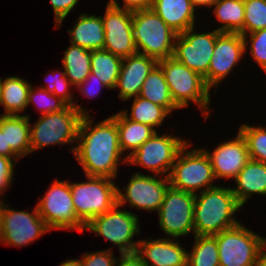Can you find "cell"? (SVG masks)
I'll use <instances>...</instances> for the list:
<instances>
[{
  "mask_svg": "<svg viewBox=\"0 0 266 266\" xmlns=\"http://www.w3.org/2000/svg\"><path fill=\"white\" fill-rule=\"evenodd\" d=\"M59 266H82L80 259H68Z\"/></svg>",
  "mask_w": 266,
  "mask_h": 266,
  "instance_id": "c3c4849f",
  "label": "cell"
},
{
  "mask_svg": "<svg viewBox=\"0 0 266 266\" xmlns=\"http://www.w3.org/2000/svg\"><path fill=\"white\" fill-rule=\"evenodd\" d=\"M33 90L32 86L28 92V102L29 104L35 102L38 105L39 110L41 111V116L53 112H59L65 109L68 104L63 101L61 98L56 97L53 93L46 91L44 88H36Z\"/></svg>",
  "mask_w": 266,
  "mask_h": 266,
  "instance_id": "e575fe53",
  "label": "cell"
},
{
  "mask_svg": "<svg viewBox=\"0 0 266 266\" xmlns=\"http://www.w3.org/2000/svg\"><path fill=\"white\" fill-rule=\"evenodd\" d=\"M119 208L116 204L109 211L93 218L85 228L118 246L120 253L136 252L139 240L134 242L132 239L140 233L138 217Z\"/></svg>",
  "mask_w": 266,
  "mask_h": 266,
  "instance_id": "30bf717a",
  "label": "cell"
},
{
  "mask_svg": "<svg viewBox=\"0 0 266 266\" xmlns=\"http://www.w3.org/2000/svg\"><path fill=\"white\" fill-rule=\"evenodd\" d=\"M86 177L88 182H70L76 215L85 225L117 204L118 188L111 178Z\"/></svg>",
  "mask_w": 266,
  "mask_h": 266,
  "instance_id": "5b68a950",
  "label": "cell"
},
{
  "mask_svg": "<svg viewBox=\"0 0 266 266\" xmlns=\"http://www.w3.org/2000/svg\"><path fill=\"white\" fill-rule=\"evenodd\" d=\"M50 75H51V77H54V78L49 77ZM50 75H48L46 78H49L50 80L52 79L53 81L46 79V81L48 82L47 86L42 85L41 87H38V88H44L46 91L53 93L56 97L61 98L68 105L74 106L83 116L88 115V113L86 112V110L84 108L74 104V100L72 97L73 92L70 93L68 91L69 86L72 84L70 83V81L66 77L65 70L60 71V72L57 71L56 74L51 73Z\"/></svg>",
  "mask_w": 266,
  "mask_h": 266,
  "instance_id": "d590c367",
  "label": "cell"
},
{
  "mask_svg": "<svg viewBox=\"0 0 266 266\" xmlns=\"http://www.w3.org/2000/svg\"><path fill=\"white\" fill-rule=\"evenodd\" d=\"M191 144L187 143L178 153L168 176L170 186L189 193L196 194L215 187V179L211 161L203 149L185 151Z\"/></svg>",
  "mask_w": 266,
  "mask_h": 266,
  "instance_id": "52a82bcc",
  "label": "cell"
},
{
  "mask_svg": "<svg viewBox=\"0 0 266 266\" xmlns=\"http://www.w3.org/2000/svg\"><path fill=\"white\" fill-rule=\"evenodd\" d=\"M241 207L229 187L217 185L196 193L194 235L213 236L240 224L233 214Z\"/></svg>",
  "mask_w": 266,
  "mask_h": 266,
  "instance_id": "7a4b0ae2",
  "label": "cell"
},
{
  "mask_svg": "<svg viewBox=\"0 0 266 266\" xmlns=\"http://www.w3.org/2000/svg\"><path fill=\"white\" fill-rule=\"evenodd\" d=\"M234 181L231 189L242 207L252 194L266 195V163L250 159Z\"/></svg>",
  "mask_w": 266,
  "mask_h": 266,
  "instance_id": "7402d4cb",
  "label": "cell"
},
{
  "mask_svg": "<svg viewBox=\"0 0 266 266\" xmlns=\"http://www.w3.org/2000/svg\"><path fill=\"white\" fill-rule=\"evenodd\" d=\"M46 195L36 205L40 216L52 229L78 230L83 232L85 224L77 217L70 182L56 179L47 189Z\"/></svg>",
  "mask_w": 266,
  "mask_h": 266,
  "instance_id": "9c48e42d",
  "label": "cell"
},
{
  "mask_svg": "<svg viewBox=\"0 0 266 266\" xmlns=\"http://www.w3.org/2000/svg\"><path fill=\"white\" fill-rule=\"evenodd\" d=\"M17 164L13 158L0 156V197L4 194L7 187L12 186L14 180V166Z\"/></svg>",
  "mask_w": 266,
  "mask_h": 266,
  "instance_id": "f35d334b",
  "label": "cell"
},
{
  "mask_svg": "<svg viewBox=\"0 0 266 266\" xmlns=\"http://www.w3.org/2000/svg\"><path fill=\"white\" fill-rule=\"evenodd\" d=\"M194 238L192 252H187V266H220L216 238L210 235Z\"/></svg>",
  "mask_w": 266,
  "mask_h": 266,
  "instance_id": "1f68e13d",
  "label": "cell"
},
{
  "mask_svg": "<svg viewBox=\"0 0 266 266\" xmlns=\"http://www.w3.org/2000/svg\"><path fill=\"white\" fill-rule=\"evenodd\" d=\"M90 115L82 117L78 129L77 146L71 152L86 176L116 179L123 152L120 149L116 120L106 118L95 126Z\"/></svg>",
  "mask_w": 266,
  "mask_h": 266,
  "instance_id": "6da1fadb",
  "label": "cell"
},
{
  "mask_svg": "<svg viewBox=\"0 0 266 266\" xmlns=\"http://www.w3.org/2000/svg\"><path fill=\"white\" fill-rule=\"evenodd\" d=\"M83 115L71 105L59 112L40 116L30 126L31 153L52 144L75 143Z\"/></svg>",
  "mask_w": 266,
  "mask_h": 266,
  "instance_id": "8992f818",
  "label": "cell"
},
{
  "mask_svg": "<svg viewBox=\"0 0 266 266\" xmlns=\"http://www.w3.org/2000/svg\"><path fill=\"white\" fill-rule=\"evenodd\" d=\"M219 0H190L192 6L194 8L198 7H202V6H208V7H212L214 6Z\"/></svg>",
  "mask_w": 266,
  "mask_h": 266,
  "instance_id": "f6af8a7d",
  "label": "cell"
},
{
  "mask_svg": "<svg viewBox=\"0 0 266 266\" xmlns=\"http://www.w3.org/2000/svg\"><path fill=\"white\" fill-rule=\"evenodd\" d=\"M105 31L104 50L121 58L136 54L132 27V11L114 7L109 2L101 16Z\"/></svg>",
  "mask_w": 266,
  "mask_h": 266,
  "instance_id": "9a60e30c",
  "label": "cell"
},
{
  "mask_svg": "<svg viewBox=\"0 0 266 266\" xmlns=\"http://www.w3.org/2000/svg\"><path fill=\"white\" fill-rule=\"evenodd\" d=\"M30 87L31 84L20 77L1 78L0 105L4 106V115H21L27 107Z\"/></svg>",
  "mask_w": 266,
  "mask_h": 266,
  "instance_id": "484cf974",
  "label": "cell"
},
{
  "mask_svg": "<svg viewBox=\"0 0 266 266\" xmlns=\"http://www.w3.org/2000/svg\"><path fill=\"white\" fill-rule=\"evenodd\" d=\"M132 27L137 53L157 61L173 57L177 33L151 8L132 11Z\"/></svg>",
  "mask_w": 266,
  "mask_h": 266,
  "instance_id": "277c9868",
  "label": "cell"
},
{
  "mask_svg": "<svg viewBox=\"0 0 266 266\" xmlns=\"http://www.w3.org/2000/svg\"><path fill=\"white\" fill-rule=\"evenodd\" d=\"M189 28L175 39L173 57L178 61L204 76L209 69L215 41L221 33L217 29L208 33L193 32Z\"/></svg>",
  "mask_w": 266,
  "mask_h": 266,
  "instance_id": "4fadbf2b",
  "label": "cell"
},
{
  "mask_svg": "<svg viewBox=\"0 0 266 266\" xmlns=\"http://www.w3.org/2000/svg\"><path fill=\"white\" fill-rule=\"evenodd\" d=\"M239 132L245 138L250 159L266 163V129L245 123L240 126Z\"/></svg>",
  "mask_w": 266,
  "mask_h": 266,
  "instance_id": "d6a6232c",
  "label": "cell"
},
{
  "mask_svg": "<svg viewBox=\"0 0 266 266\" xmlns=\"http://www.w3.org/2000/svg\"><path fill=\"white\" fill-rule=\"evenodd\" d=\"M96 81V82H95ZM92 82L97 83V89H94L92 86L91 88H86V86L91 85ZM96 85V84H95ZM94 86V85H93ZM101 87H106L108 88L103 82H101L100 80L97 79L96 75H94L93 73H90L87 78L80 83L77 88H79L80 92L83 93L84 96L86 97H95L96 95H98V93L100 92V89H102Z\"/></svg>",
  "mask_w": 266,
  "mask_h": 266,
  "instance_id": "60d3db41",
  "label": "cell"
},
{
  "mask_svg": "<svg viewBox=\"0 0 266 266\" xmlns=\"http://www.w3.org/2000/svg\"><path fill=\"white\" fill-rule=\"evenodd\" d=\"M150 8L177 34L194 27L196 10L190 0H153Z\"/></svg>",
  "mask_w": 266,
  "mask_h": 266,
  "instance_id": "44dd1931",
  "label": "cell"
},
{
  "mask_svg": "<svg viewBox=\"0 0 266 266\" xmlns=\"http://www.w3.org/2000/svg\"><path fill=\"white\" fill-rule=\"evenodd\" d=\"M37 206L32 213L5 208L3 220L2 243L13 246H25L49 232Z\"/></svg>",
  "mask_w": 266,
  "mask_h": 266,
  "instance_id": "e0dca14e",
  "label": "cell"
},
{
  "mask_svg": "<svg viewBox=\"0 0 266 266\" xmlns=\"http://www.w3.org/2000/svg\"><path fill=\"white\" fill-rule=\"evenodd\" d=\"M113 117L116 120L121 151H131L126 155V158L123 157L122 162L127 163V158L145 141L150 139L156 130L147 124L128 119L121 111L113 115Z\"/></svg>",
  "mask_w": 266,
  "mask_h": 266,
  "instance_id": "d4e9b609",
  "label": "cell"
},
{
  "mask_svg": "<svg viewBox=\"0 0 266 266\" xmlns=\"http://www.w3.org/2000/svg\"><path fill=\"white\" fill-rule=\"evenodd\" d=\"M157 64L156 59L140 53L123 58L115 87L120 88L118 97L126 101L139 96L145 79Z\"/></svg>",
  "mask_w": 266,
  "mask_h": 266,
  "instance_id": "d6986e66",
  "label": "cell"
},
{
  "mask_svg": "<svg viewBox=\"0 0 266 266\" xmlns=\"http://www.w3.org/2000/svg\"><path fill=\"white\" fill-rule=\"evenodd\" d=\"M170 186L169 178L162 179L155 176L135 173L131 176L129 184L123 188L125 194L117 188V204L121 207L126 202L138 210L148 212L158 211L162 205L165 193Z\"/></svg>",
  "mask_w": 266,
  "mask_h": 266,
  "instance_id": "5bb4252c",
  "label": "cell"
},
{
  "mask_svg": "<svg viewBox=\"0 0 266 266\" xmlns=\"http://www.w3.org/2000/svg\"><path fill=\"white\" fill-rule=\"evenodd\" d=\"M266 245L259 251L254 266H266ZM265 249V250H264Z\"/></svg>",
  "mask_w": 266,
  "mask_h": 266,
  "instance_id": "bcb514c9",
  "label": "cell"
},
{
  "mask_svg": "<svg viewBox=\"0 0 266 266\" xmlns=\"http://www.w3.org/2000/svg\"><path fill=\"white\" fill-rule=\"evenodd\" d=\"M203 150L211 161L215 179H235L240 170L250 160L247 143L239 131L234 140L221 143L213 152Z\"/></svg>",
  "mask_w": 266,
  "mask_h": 266,
  "instance_id": "ac0fdd59",
  "label": "cell"
},
{
  "mask_svg": "<svg viewBox=\"0 0 266 266\" xmlns=\"http://www.w3.org/2000/svg\"><path fill=\"white\" fill-rule=\"evenodd\" d=\"M120 255V258L116 260L115 266H146L137 252L120 253Z\"/></svg>",
  "mask_w": 266,
  "mask_h": 266,
  "instance_id": "7bdbcfd3",
  "label": "cell"
},
{
  "mask_svg": "<svg viewBox=\"0 0 266 266\" xmlns=\"http://www.w3.org/2000/svg\"><path fill=\"white\" fill-rule=\"evenodd\" d=\"M70 43L87 50L103 49L105 31L101 16L81 14L71 30H68Z\"/></svg>",
  "mask_w": 266,
  "mask_h": 266,
  "instance_id": "603a6c76",
  "label": "cell"
},
{
  "mask_svg": "<svg viewBox=\"0 0 266 266\" xmlns=\"http://www.w3.org/2000/svg\"><path fill=\"white\" fill-rule=\"evenodd\" d=\"M29 120V115L0 116V127L5 130L6 148H11L19 158L31 154Z\"/></svg>",
  "mask_w": 266,
  "mask_h": 266,
  "instance_id": "cb8c5ba5",
  "label": "cell"
},
{
  "mask_svg": "<svg viewBox=\"0 0 266 266\" xmlns=\"http://www.w3.org/2000/svg\"><path fill=\"white\" fill-rule=\"evenodd\" d=\"M121 112L128 119L147 124L154 129L161 126L162 122L170 113L165 107L156 105L140 96L134 97L131 114L128 113V110H123Z\"/></svg>",
  "mask_w": 266,
  "mask_h": 266,
  "instance_id": "4dcf8cb0",
  "label": "cell"
},
{
  "mask_svg": "<svg viewBox=\"0 0 266 266\" xmlns=\"http://www.w3.org/2000/svg\"><path fill=\"white\" fill-rule=\"evenodd\" d=\"M249 36L250 40V53L258 65L266 73V28L255 31L250 34L242 35L245 41V51L247 50V43Z\"/></svg>",
  "mask_w": 266,
  "mask_h": 266,
  "instance_id": "8d00e7d4",
  "label": "cell"
},
{
  "mask_svg": "<svg viewBox=\"0 0 266 266\" xmlns=\"http://www.w3.org/2000/svg\"><path fill=\"white\" fill-rule=\"evenodd\" d=\"M215 18L221 23L219 32L244 35V0H219L215 5Z\"/></svg>",
  "mask_w": 266,
  "mask_h": 266,
  "instance_id": "f546056e",
  "label": "cell"
},
{
  "mask_svg": "<svg viewBox=\"0 0 266 266\" xmlns=\"http://www.w3.org/2000/svg\"><path fill=\"white\" fill-rule=\"evenodd\" d=\"M174 240L169 237L156 240L148 238L147 241L142 239L136 252L146 266H187V251Z\"/></svg>",
  "mask_w": 266,
  "mask_h": 266,
  "instance_id": "ffe728a7",
  "label": "cell"
},
{
  "mask_svg": "<svg viewBox=\"0 0 266 266\" xmlns=\"http://www.w3.org/2000/svg\"><path fill=\"white\" fill-rule=\"evenodd\" d=\"M165 80L168 84L171 97L175 104L181 109L189 105L190 101L196 103L205 113V120L209 117L211 98L210 88L206 85L204 77L191 70L174 57L158 61Z\"/></svg>",
  "mask_w": 266,
  "mask_h": 266,
  "instance_id": "3957f363",
  "label": "cell"
},
{
  "mask_svg": "<svg viewBox=\"0 0 266 266\" xmlns=\"http://www.w3.org/2000/svg\"><path fill=\"white\" fill-rule=\"evenodd\" d=\"M123 58L113 55L104 49L92 50L90 68L91 73L103 82L108 89H115L120 74Z\"/></svg>",
  "mask_w": 266,
  "mask_h": 266,
  "instance_id": "83f0119b",
  "label": "cell"
},
{
  "mask_svg": "<svg viewBox=\"0 0 266 266\" xmlns=\"http://www.w3.org/2000/svg\"><path fill=\"white\" fill-rule=\"evenodd\" d=\"M7 205L4 204V201L0 200V242H2L3 234V220H4V211Z\"/></svg>",
  "mask_w": 266,
  "mask_h": 266,
  "instance_id": "7dc6e473",
  "label": "cell"
},
{
  "mask_svg": "<svg viewBox=\"0 0 266 266\" xmlns=\"http://www.w3.org/2000/svg\"><path fill=\"white\" fill-rule=\"evenodd\" d=\"M102 250L98 252L86 253L82 256V266H115L117 258H114L113 251Z\"/></svg>",
  "mask_w": 266,
  "mask_h": 266,
  "instance_id": "74e56055",
  "label": "cell"
},
{
  "mask_svg": "<svg viewBox=\"0 0 266 266\" xmlns=\"http://www.w3.org/2000/svg\"><path fill=\"white\" fill-rule=\"evenodd\" d=\"M218 243L220 266H254L266 238L255 234L241 223L213 235Z\"/></svg>",
  "mask_w": 266,
  "mask_h": 266,
  "instance_id": "ba28073f",
  "label": "cell"
},
{
  "mask_svg": "<svg viewBox=\"0 0 266 266\" xmlns=\"http://www.w3.org/2000/svg\"><path fill=\"white\" fill-rule=\"evenodd\" d=\"M187 143L185 139L172 136V134L158 136V133L155 132L127 158V164L140 165L157 176L168 172V177L179 151Z\"/></svg>",
  "mask_w": 266,
  "mask_h": 266,
  "instance_id": "7c38bea8",
  "label": "cell"
},
{
  "mask_svg": "<svg viewBox=\"0 0 266 266\" xmlns=\"http://www.w3.org/2000/svg\"><path fill=\"white\" fill-rule=\"evenodd\" d=\"M196 194L168 187L158 210L159 226L169 238L194 234V204ZM192 231V232H191Z\"/></svg>",
  "mask_w": 266,
  "mask_h": 266,
  "instance_id": "8fae6325",
  "label": "cell"
},
{
  "mask_svg": "<svg viewBox=\"0 0 266 266\" xmlns=\"http://www.w3.org/2000/svg\"><path fill=\"white\" fill-rule=\"evenodd\" d=\"M79 0H50L55 15V25L61 27L63 20L73 10Z\"/></svg>",
  "mask_w": 266,
  "mask_h": 266,
  "instance_id": "ab89813d",
  "label": "cell"
},
{
  "mask_svg": "<svg viewBox=\"0 0 266 266\" xmlns=\"http://www.w3.org/2000/svg\"><path fill=\"white\" fill-rule=\"evenodd\" d=\"M0 156H6L9 158L19 159V157L11 150L6 148L5 130L0 127Z\"/></svg>",
  "mask_w": 266,
  "mask_h": 266,
  "instance_id": "ee69618b",
  "label": "cell"
},
{
  "mask_svg": "<svg viewBox=\"0 0 266 266\" xmlns=\"http://www.w3.org/2000/svg\"><path fill=\"white\" fill-rule=\"evenodd\" d=\"M244 35L266 28V0H244Z\"/></svg>",
  "mask_w": 266,
  "mask_h": 266,
  "instance_id": "836d02e7",
  "label": "cell"
},
{
  "mask_svg": "<svg viewBox=\"0 0 266 266\" xmlns=\"http://www.w3.org/2000/svg\"><path fill=\"white\" fill-rule=\"evenodd\" d=\"M244 53L245 41L240 33L221 32L215 41L208 72L203 76L206 85L210 89L218 86L232 68L238 65Z\"/></svg>",
  "mask_w": 266,
  "mask_h": 266,
  "instance_id": "2e32d148",
  "label": "cell"
},
{
  "mask_svg": "<svg viewBox=\"0 0 266 266\" xmlns=\"http://www.w3.org/2000/svg\"><path fill=\"white\" fill-rule=\"evenodd\" d=\"M63 56L65 75L72 85L78 86L91 73V51L71 43Z\"/></svg>",
  "mask_w": 266,
  "mask_h": 266,
  "instance_id": "f1b7e54d",
  "label": "cell"
},
{
  "mask_svg": "<svg viewBox=\"0 0 266 266\" xmlns=\"http://www.w3.org/2000/svg\"><path fill=\"white\" fill-rule=\"evenodd\" d=\"M123 6L121 7L117 0H109L108 2L113 5L114 7L129 10V11H136L145 8H150L152 5L153 0H123Z\"/></svg>",
  "mask_w": 266,
  "mask_h": 266,
  "instance_id": "b9f144b4",
  "label": "cell"
},
{
  "mask_svg": "<svg viewBox=\"0 0 266 266\" xmlns=\"http://www.w3.org/2000/svg\"><path fill=\"white\" fill-rule=\"evenodd\" d=\"M139 96L165 107L170 113L180 109L173 101L161 67L157 64L145 79Z\"/></svg>",
  "mask_w": 266,
  "mask_h": 266,
  "instance_id": "4316f807",
  "label": "cell"
}]
</instances>
